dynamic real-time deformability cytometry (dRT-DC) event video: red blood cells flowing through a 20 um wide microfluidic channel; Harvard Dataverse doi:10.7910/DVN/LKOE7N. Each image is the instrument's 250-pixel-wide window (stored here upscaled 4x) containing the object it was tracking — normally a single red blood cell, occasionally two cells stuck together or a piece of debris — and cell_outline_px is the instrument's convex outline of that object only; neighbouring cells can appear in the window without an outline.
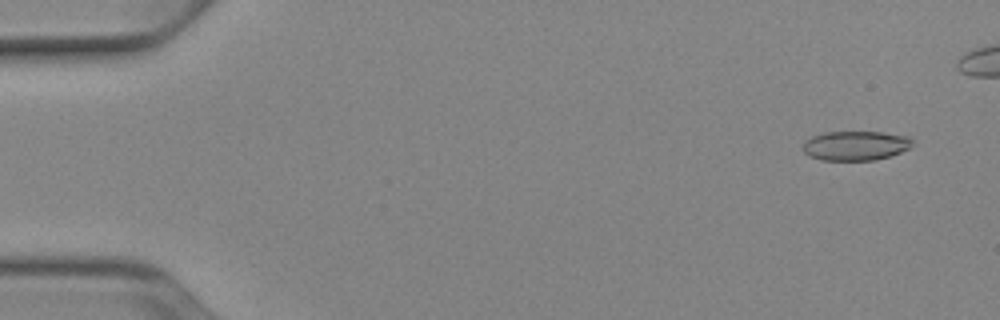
{"species": "Egyptian fruit bat (a non-hibernating species)", "species_latin": "Rousettus aegyptiacus", "temperature_condition": "cold", "stored_images_in_passage": 47, "camera_frame_rate_fps": 3000, "um_per_image_px": 0.085, "animal": {"sex": "female"}, "frame": {"image": 1, "passage_image": 3, "time_ms": 0.667, "image_size_px": [1000, 320], "cell_outline_px": [[912, 144], [908, 148], [900, 152], [876, 160], [820, 160], [808, 156], [804, 152], [804, 140], [812, 136], [824, 132], [880, 132], [908, 136], [912, 140]], "centroid_in_image_um": [72.68, 12.38], "position_along_channel_um": 12.3, "area_um2": 18.73}}
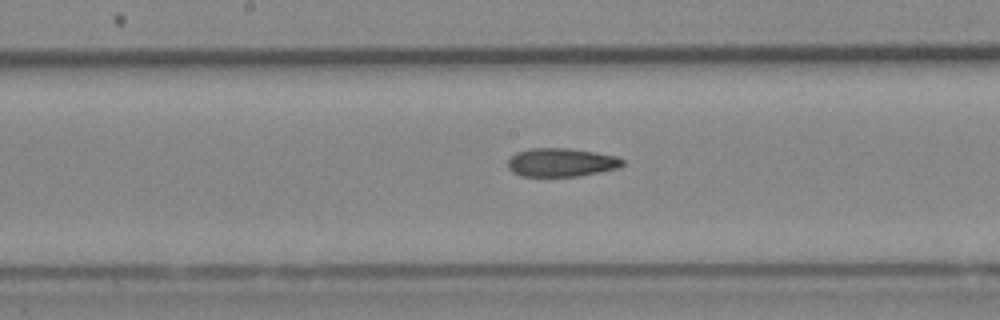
{"frame": {"image": 2, "passage_image": 27, "time_ms": 8.667, "image_size_px": [1000, 320], "cell_outline_px": [[624, 164], [620, 168], [580, 176], [520, 176], [512, 172], [508, 168], [508, 160], [516, 152], [532, 148], [568, 148], [596, 152], [616, 156], [624, 160]], "centroid_in_image_um": [47.72, 13.81], "position_along_channel_um": 200.5, "area_um2": 19.19}}
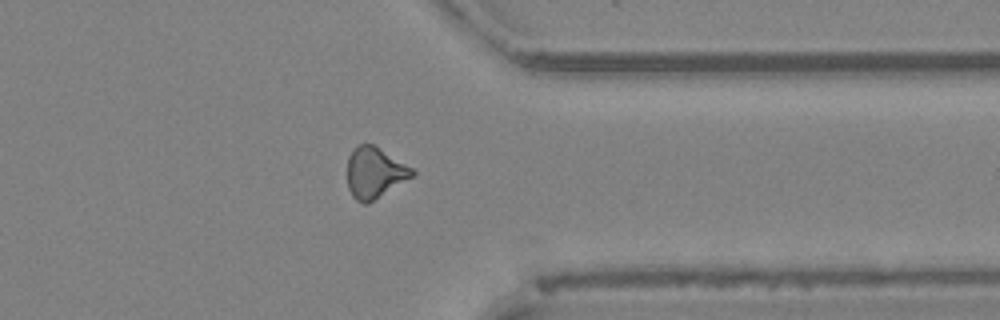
{"frame": {"image": 3, "passage_image": 41, "time_ms": 13.333, "image_size_px": [1000, 320], "cell_outline_px": [[416, 172], [412, 176], [368, 204], [364, 204], [356, 200], [352, 196], [348, 188], [348, 156], [352, 148], [356, 144], [372, 144], [412, 168]], "centroid_in_image_um": [31.8, 14.68], "position_along_channel_um": 379.6, "area_um2": 19.02}, "authors_computed_cell_mechanics": {"area_um2": 19.4786, "velocity_mm_per_s": 3.9368, "shape_relaxation_time_tau1_ms": null, "shape_relaxation_time_tau2_ms": 4.08, "deformation_change_tau1": null, "deformation_change_tau2": 0.1338}}